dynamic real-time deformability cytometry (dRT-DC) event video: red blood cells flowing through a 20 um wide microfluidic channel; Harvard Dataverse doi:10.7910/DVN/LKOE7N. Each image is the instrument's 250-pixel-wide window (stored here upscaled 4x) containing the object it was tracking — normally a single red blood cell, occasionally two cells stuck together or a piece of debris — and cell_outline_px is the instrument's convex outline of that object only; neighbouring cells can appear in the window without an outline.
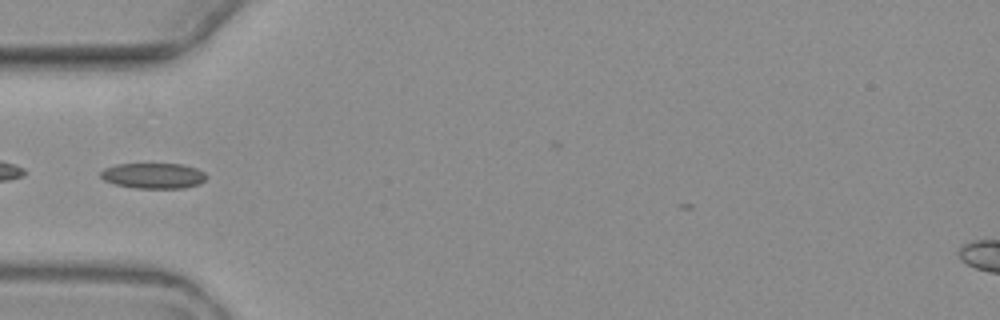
{"species": "common noctule bat (a hibernating species)", "species_latin": "Nyctalus noctula", "temperature_condition": "warm", "stored_images_in_passage": 4, "camera_frame_rate_fps": 3000, "um_per_image_px": 0.085, "animal": {"sex": "female", "body_mass_g": 19.3, "forearm_length_mm": 54.1}, "frame": {"image": 1, "passage_image": 4, "time_ms": 3.667, "image_size_px": [1000, 320], "cell_outline_px": [[208, 176], [200, 184], [184, 188], [136, 188], [116, 184], [104, 180], [100, 176], [100, 172], [104, 168], [116, 164], [184, 164], [196, 168], [204, 172]], "centroid_in_image_um": [13.06, 14.93], "position_along_channel_um": 71.9, "area_um2": 15.78}}